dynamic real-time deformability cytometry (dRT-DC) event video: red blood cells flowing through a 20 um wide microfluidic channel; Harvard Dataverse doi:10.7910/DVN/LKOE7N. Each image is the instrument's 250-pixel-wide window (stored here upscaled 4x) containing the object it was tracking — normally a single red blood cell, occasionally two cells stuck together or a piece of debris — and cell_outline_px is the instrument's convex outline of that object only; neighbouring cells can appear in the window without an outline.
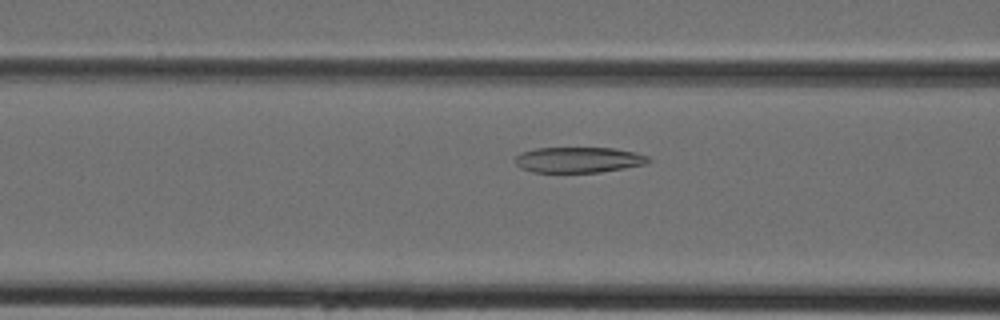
{"species": "Egyptian fruit bat (a non-hibernating species)", "species_latin": "Rousettus aegyptiacus", "temperature_condition": "cold", "stored_images_in_passage": 35, "camera_frame_rate_fps": 3000, "um_per_image_px": 0.085, "animal": {"sex": "female"}, "frame": {"image": 1, "passage_image": 13, "time_ms": 4.0, "image_size_px": [1000, 320], "cell_outline_px": [[652, 160], [648, 164], [600, 172], [532, 172], [520, 168], [516, 164], [516, 156], [520, 152], [536, 148], [616, 148], [636, 152], [648, 156]], "centroid_in_image_um": [49.21, 13.58], "position_along_channel_um": 117.4, "area_um2": 20.06}}
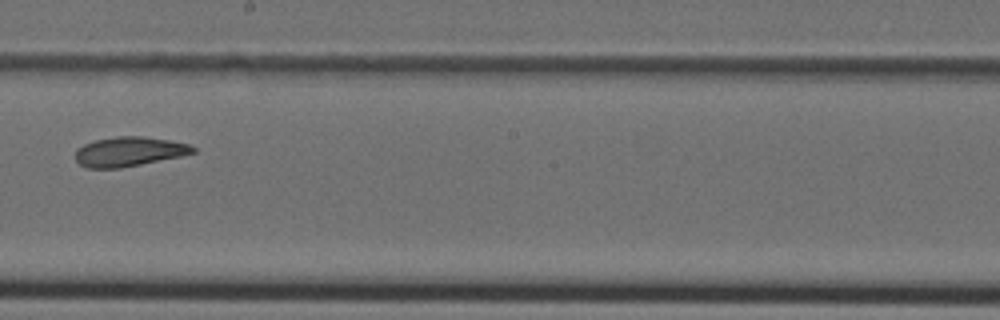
{"frame": {"image": 2, "passage_image": 21, "time_ms": 6.667, "image_size_px": [1000, 320], "cell_outline_px": [[196, 152], [180, 156], [120, 168], [88, 168], [80, 164], [76, 160], [76, 148], [84, 144], [96, 140], [116, 136], [144, 136], [168, 140], [188, 144], [196, 148]], "centroid_in_image_um": [10.96, 12.88], "position_along_channel_um": 237.2, "area_um2": 20.06}}
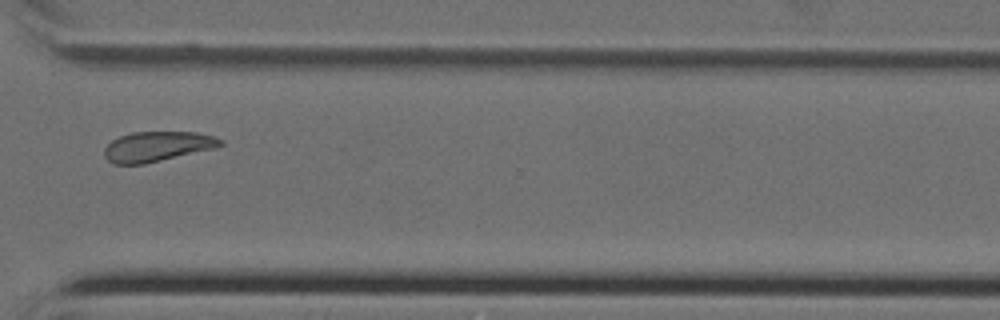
{"frame": {"image": 3, "passage_image": 29, "time_ms": 9.333, "image_size_px": [1000, 320], "cell_outline_px": [[224, 144], [216, 148], [144, 164], [112, 164], [104, 156], [104, 148], [112, 140], [120, 136], [132, 132], [196, 132], [212, 136], [224, 140]], "centroid_in_image_um": [13.37, 12.45], "position_along_channel_um": 357.2, "area_um2": 20.35}}